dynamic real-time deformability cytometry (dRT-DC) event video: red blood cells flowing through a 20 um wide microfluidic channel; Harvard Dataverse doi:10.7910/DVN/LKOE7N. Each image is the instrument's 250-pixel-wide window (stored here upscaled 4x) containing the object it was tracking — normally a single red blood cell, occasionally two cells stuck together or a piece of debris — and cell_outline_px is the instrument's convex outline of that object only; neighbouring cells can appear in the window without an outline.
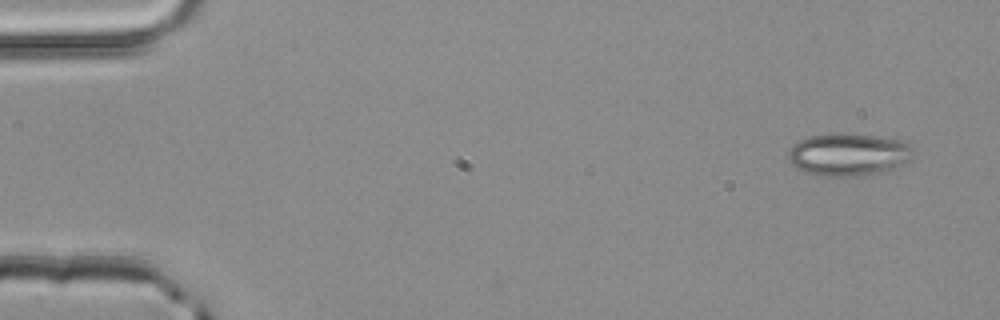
{"species": "common noctule bat (a hibernating species)", "species_latin": "Nyctalus noctula", "temperature_condition": "room temperature", "stored_images_in_passage": 3, "camera_frame_rate_fps": 3000, "um_per_image_px": 0.085, "animal": {"sex": "male", "body_mass_g": 20.4}, "frame": {"image": 1, "passage_image": 1, "time_ms": 0.0, "image_size_px": [1000, 320], "cell_outline_px": [[912, 144], [908, 160], [896, 168], [884, 172], [864, 176], [816, 176], [804, 172], [796, 168], [788, 160], [788, 152], [792, 144], [796, 140], [808, 136], [832, 132], [836, 132], [880, 136], [904, 140]], "centroid_in_image_um": [72.07, 13.12], "position_along_channel_um": 12.9, "area_um2": 31.79}}